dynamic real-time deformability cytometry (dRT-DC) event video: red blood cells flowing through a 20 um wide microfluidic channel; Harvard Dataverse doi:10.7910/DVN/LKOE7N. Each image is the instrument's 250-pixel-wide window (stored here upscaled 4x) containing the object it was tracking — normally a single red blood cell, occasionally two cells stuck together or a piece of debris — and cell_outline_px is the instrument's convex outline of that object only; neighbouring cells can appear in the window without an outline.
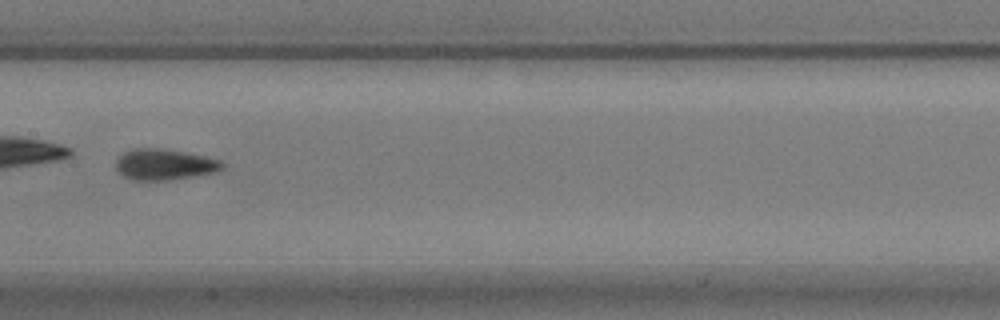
{"species": "common noctule bat (a hibernating species)", "species_latin": "Nyctalus noctula", "temperature_condition": "warm", "stored_images_in_passage": 46, "camera_frame_rate_fps": 3000, "um_per_image_px": 0.085, "animal": {"sex": "male", "body_mass_g": 17.9}, "frame": {"image": 1, "passage_image": 20, "time_ms": 6.333, "image_size_px": [1000, 320], "cell_outline_px": [[224, 168], [216, 172], [168, 180], [132, 180], [124, 176], [116, 168], [116, 160], [124, 152], [132, 148], [160, 148], [184, 152], [204, 156], [220, 160], [224, 164]], "centroid_in_image_um": [13.97, 13.97], "position_along_channel_um": 193.4, "area_um2": 19.07}, "authors_computed_cell_mechanics": {"area_um2": 19.2185, "velocity_mm_per_s": 3.5233, "shape_relaxation_time_tau1_ms": 4.1418, "shape_relaxation_time_tau2_ms": 2.0741, "deformation_change_tau1": 0.1297, "deformation_change_tau2": 0.0754}}